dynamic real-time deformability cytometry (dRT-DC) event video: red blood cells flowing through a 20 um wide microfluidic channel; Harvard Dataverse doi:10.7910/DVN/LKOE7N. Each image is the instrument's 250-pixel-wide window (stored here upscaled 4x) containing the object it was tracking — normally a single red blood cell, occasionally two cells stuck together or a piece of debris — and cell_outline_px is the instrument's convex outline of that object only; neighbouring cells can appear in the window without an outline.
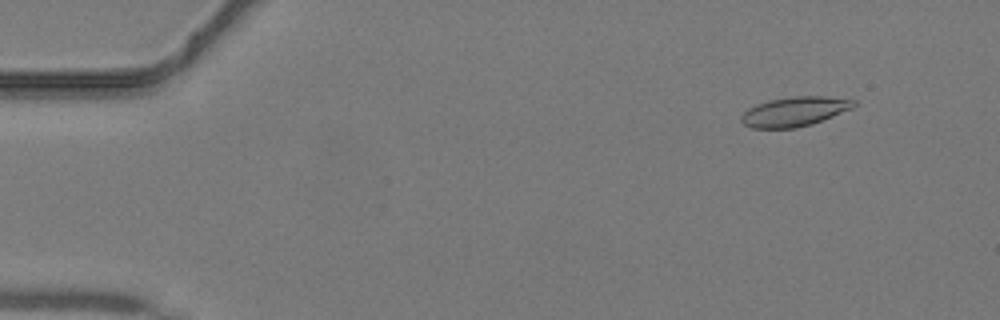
{"species": "common noctule bat (a hibernating species)", "species_latin": "Nyctalus noctula", "temperature_condition": "warm", "stored_images_in_passage": 36, "camera_frame_rate_fps": 3000, "um_per_image_px": 0.085, "animal": {"sex": "male", "body_mass_g": 19.2, "forearm_length_mm": 51.8}, "frame": {"image": 1, "passage_image": 5, "time_ms": 1.333, "image_size_px": [1000, 320], "cell_outline_px": [[856, 104], [852, 108], [812, 124], [796, 128], [752, 128], [744, 124], [740, 120], [740, 116], [748, 108], [756, 104], [768, 100], [792, 96], [824, 96], [856, 100]], "centroid_in_image_um": [67.51, 9.48], "position_along_channel_um": 17.5, "area_um2": 19.36}}
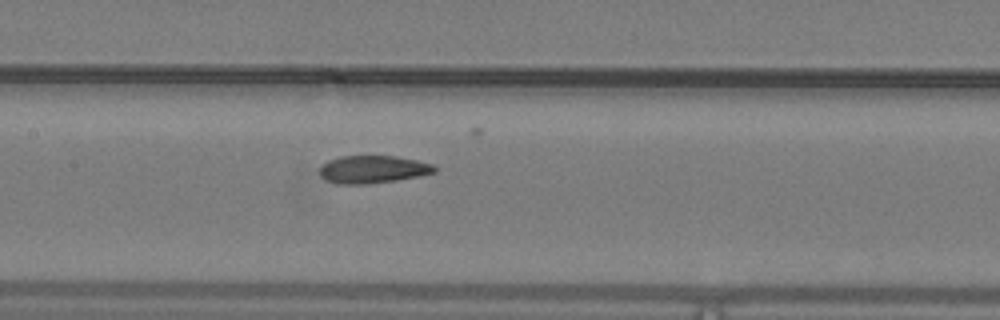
{"frame": {"image": 2, "passage_image": 22, "time_ms": 7.0, "image_size_px": [1000, 320], "cell_outline_px": [[436, 172], [420, 176], [396, 180], [364, 184], [336, 184], [324, 180], [320, 176], [320, 168], [328, 160], [340, 156], [396, 156], [416, 160], [432, 164], [436, 168]], "centroid_in_image_um": [31.67, 14.4], "position_along_channel_um": 175.7, "area_um2": 18.55}}
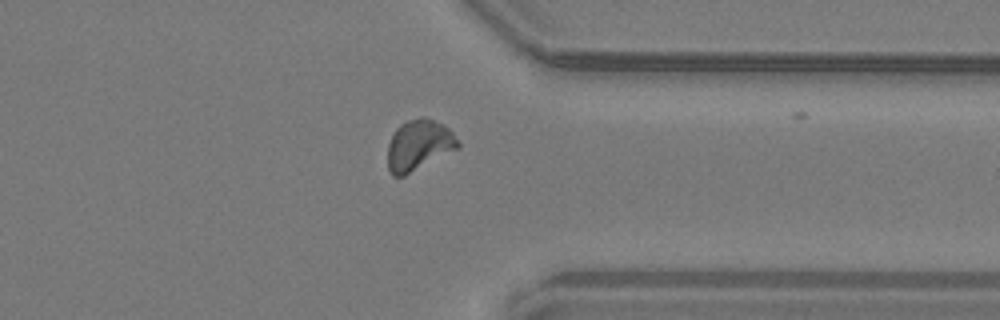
{"frame": {"image": 3, "passage_image": 35, "time_ms": 11.333, "image_size_px": [1000, 320], "cell_outline_px": [[460, 148], [404, 176], [392, 176], [388, 168], [388, 144], [396, 128], [400, 124], [408, 120], [420, 116], [424, 116], [444, 124], [452, 132], [460, 144]], "centroid_in_image_um": [35.61, 12.33], "position_along_channel_um": 375.8, "area_um2": 20.92}}